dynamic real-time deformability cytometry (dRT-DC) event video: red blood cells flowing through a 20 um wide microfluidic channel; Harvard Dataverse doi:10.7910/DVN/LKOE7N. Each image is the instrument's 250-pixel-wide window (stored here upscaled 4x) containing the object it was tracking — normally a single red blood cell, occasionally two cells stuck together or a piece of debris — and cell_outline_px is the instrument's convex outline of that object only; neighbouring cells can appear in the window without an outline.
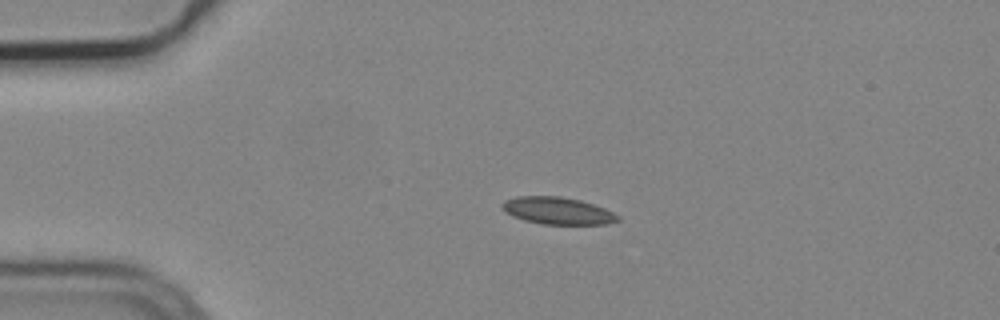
{"species": "common noctule bat (a hibernating species)", "species_latin": "Nyctalus noctula", "temperature_condition": "cold", "stored_images_in_passage": 2, "camera_frame_rate_fps": 3000, "um_per_image_px": 0.085, "animal": {"sex": "male", "body_mass_g": 19.2, "forearm_length_mm": 51.8}, "frame": {"image": 1, "passage_image": 1, "time_ms": 0.0, "image_size_px": [1000, 320], "cell_outline_px": [[620, 220], [608, 224], [544, 224], [524, 220], [512, 216], [504, 212], [500, 204], [504, 200], [516, 196], [560, 196], [580, 200], [604, 208], [620, 216]], "centroid_in_image_um": [47.36, 17.91], "position_along_channel_um": 37.6, "area_um2": 18.38}}